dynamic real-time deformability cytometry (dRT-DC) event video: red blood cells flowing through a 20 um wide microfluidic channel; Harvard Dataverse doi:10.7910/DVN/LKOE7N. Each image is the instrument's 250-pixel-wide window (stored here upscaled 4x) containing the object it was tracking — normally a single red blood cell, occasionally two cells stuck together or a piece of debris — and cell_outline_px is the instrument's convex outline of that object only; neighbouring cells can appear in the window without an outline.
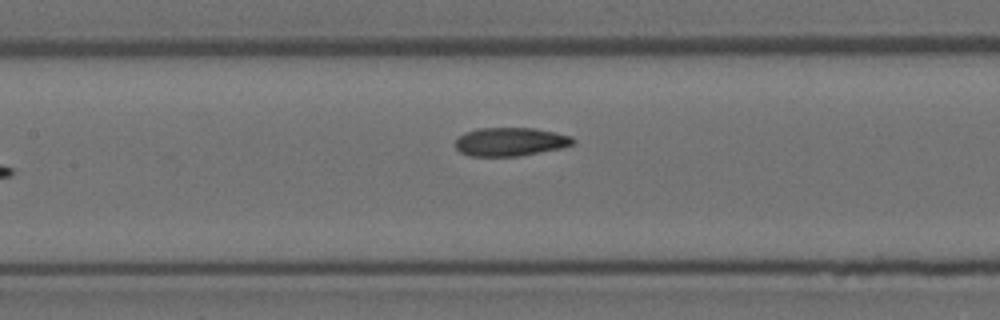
{"species": "Egyptian fruit bat (a non-hibernating species)", "species_latin": "Rousettus aegyptiacus", "temperature_condition": "room temperature", "stored_images_in_passage": 8, "camera_frame_rate_fps": 3000, "um_per_image_px": 0.085, "animal": {"sex": "female"}, "frame": {"image": 1, "passage_image": 8, "time_ms": 8.0, "image_size_px": [1000, 320], "cell_outline_px": [[576, 140], [572, 144], [560, 148], [520, 156], [468, 156], [460, 152], [456, 148], [456, 140], [464, 132], [476, 128], [536, 128], [556, 132], [572, 136]], "centroid_in_image_um": [43.37, 12.04], "position_along_channel_um": 164.0, "area_um2": 19.65}}